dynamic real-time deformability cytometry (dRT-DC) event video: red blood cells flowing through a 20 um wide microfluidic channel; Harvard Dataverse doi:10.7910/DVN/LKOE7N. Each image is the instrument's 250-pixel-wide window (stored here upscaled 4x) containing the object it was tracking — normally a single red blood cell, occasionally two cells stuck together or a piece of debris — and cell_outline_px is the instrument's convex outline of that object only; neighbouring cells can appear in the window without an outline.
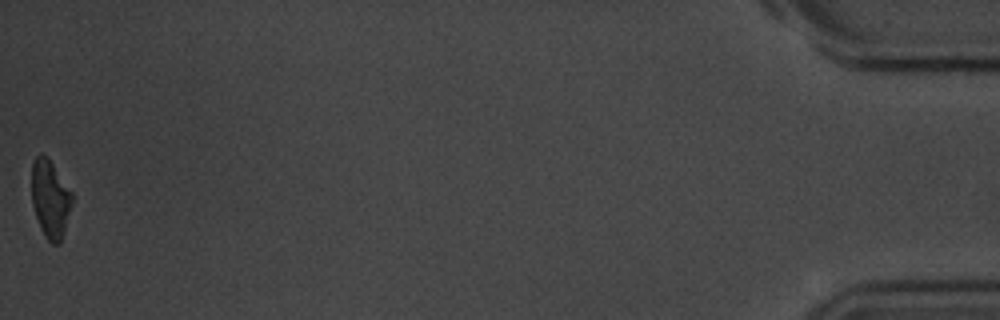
{"species": "common noctule bat (a hibernating species)", "species_latin": "Nyctalus noctula", "temperature_condition": "room temperature", "stored_images_in_passage": 41, "camera_frame_rate_fps": 3000, "um_per_image_px": 0.085, "animal": {"sex": "male", "body_mass_g": 20.1, "forearm_length_mm": 53.5}, "frame": {"image": 1, "passage_image": 41, "time_ms": 13.333, "image_size_px": [1000, 320], "cell_outline_px": [[72, 200], [60, 244], [52, 244], [44, 236], [40, 228], [32, 204], [32, 164], [36, 156], [40, 152], [52, 164], [72, 192]], "centroid_in_image_um": [4.25, 16.92], "position_along_channel_um": 431.0, "area_um2": 17.92}, "authors_computed_cell_mechanics": {"area_um2": 20.519, "velocity_mm_per_s": 3.6957, "shape_relaxation_time_tau1_ms": 3.7053, "shape_relaxation_time_tau2_ms": 8.2852, "deformation_change_tau1": 0.1238, "deformation_change_tau2": 0.1955}}